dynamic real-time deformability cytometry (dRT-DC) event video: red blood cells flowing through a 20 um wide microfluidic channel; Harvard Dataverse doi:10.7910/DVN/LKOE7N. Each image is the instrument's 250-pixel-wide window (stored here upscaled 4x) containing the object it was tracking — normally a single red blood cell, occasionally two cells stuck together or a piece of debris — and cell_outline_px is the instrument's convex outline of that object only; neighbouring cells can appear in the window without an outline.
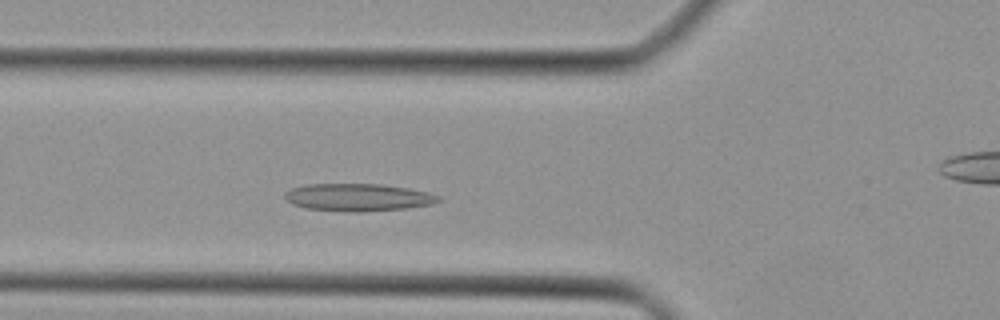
{"species": "Egyptian fruit bat (a non-hibernating species)", "species_latin": "Rousettus aegyptiacus", "temperature_condition": "cold", "stored_images_in_passage": 40, "camera_frame_rate_fps": 3000, "um_per_image_px": 0.085, "animal": {"sex": "female"}, "frame": {"image": 1, "passage_image": 11, "time_ms": 3.333, "image_size_px": [1000, 320], "cell_outline_px": [[440, 200], [432, 204], [408, 208], [356, 212], [304, 208], [292, 204], [284, 200], [284, 192], [292, 188], [304, 184], [380, 184], [408, 188], [428, 192], [440, 196]], "centroid_in_image_um": [30.39, 16.77], "position_along_channel_um": 95.4, "area_um2": 24.68}}
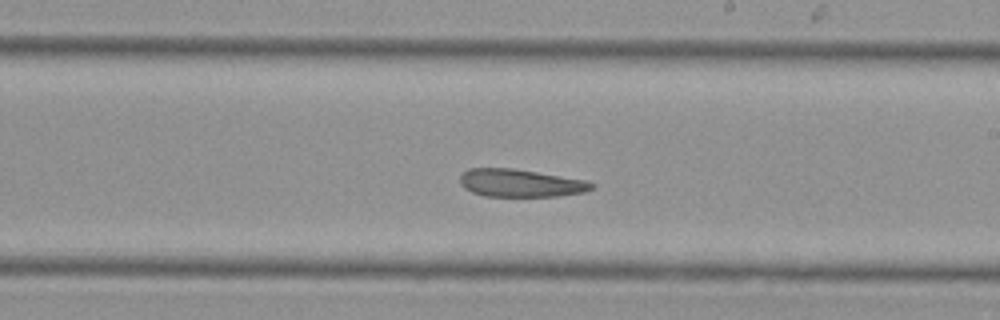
{"frame": {"image": 2, "passage_image": 21, "time_ms": 6.667, "image_size_px": [1000, 320], "cell_outline_px": [[596, 184], [592, 188], [584, 192], [556, 196], [484, 196], [472, 192], [464, 188], [460, 184], [460, 176], [468, 168], [512, 168], [584, 180]], "centroid_in_image_um": [44.19, 15.56], "position_along_channel_um": 244.8, "area_um2": 21.1}}
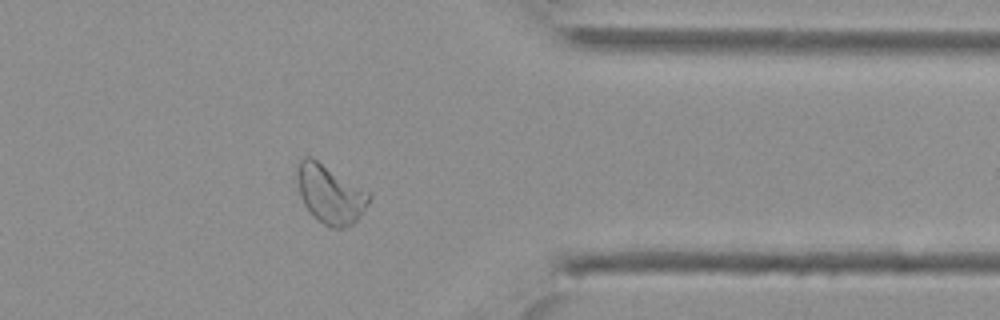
{"frame": {"image": 3, "passage_image": 31, "time_ms": 10.0, "image_size_px": [1000, 320], "cell_outline_px": [[372, 196], [368, 204], [356, 220], [352, 224], [344, 228], [332, 228], [324, 224], [312, 216], [304, 204], [300, 196], [296, 176], [296, 164], [300, 156], [312, 156], [372, 192]], "centroid_in_image_um": [28.05, 16.44], "position_along_channel_um": 383.3, "area_um2": 25.26}}